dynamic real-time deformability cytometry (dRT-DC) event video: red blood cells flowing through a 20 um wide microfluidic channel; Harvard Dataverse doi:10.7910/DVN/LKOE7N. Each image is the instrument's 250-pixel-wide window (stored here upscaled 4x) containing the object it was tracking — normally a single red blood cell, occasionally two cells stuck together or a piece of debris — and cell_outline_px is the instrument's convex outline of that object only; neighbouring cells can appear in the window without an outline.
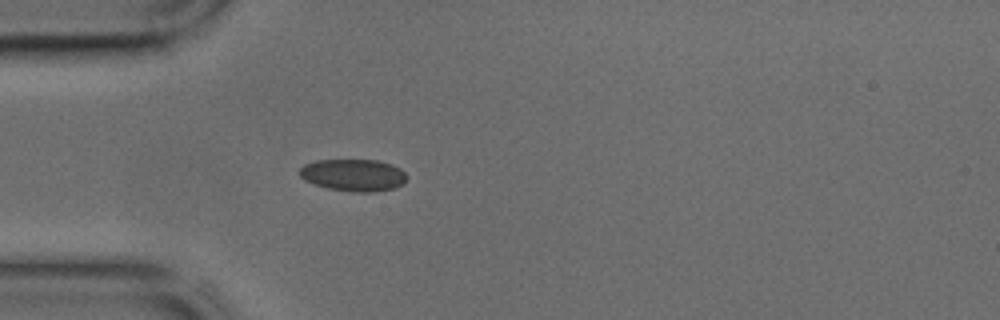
{"species": "common noctule bat (a hibernating species)", "species_latin": "Nyctalus noctula", "temperature_condition": "cold", "stored_images_in_passage": 24, "camera_frame_rate_fps": 3000, "um_per_image_px": 0.085, "animal": {"sex": "male", "body_mass_g": 17.9, "forearm_length_mm": 54.2}, "frame": {"image": 1, "passage_image": 4, "time_ms": 1.0, "image_size_px": [1000, 320], "cell_outline_px": [[408, 176], [404, 184], [396, 188], [372, 192], [352, 192], [328, 188], [304, 180], [300, 176], [300, 168], [304, 164], [316, 160], [376, 160], [392, 164], [400, 168]], "centroid_in_image_um": [30.08, 14.88], "position_along_channel_um": 54.9, "area_um2": 20.17}}